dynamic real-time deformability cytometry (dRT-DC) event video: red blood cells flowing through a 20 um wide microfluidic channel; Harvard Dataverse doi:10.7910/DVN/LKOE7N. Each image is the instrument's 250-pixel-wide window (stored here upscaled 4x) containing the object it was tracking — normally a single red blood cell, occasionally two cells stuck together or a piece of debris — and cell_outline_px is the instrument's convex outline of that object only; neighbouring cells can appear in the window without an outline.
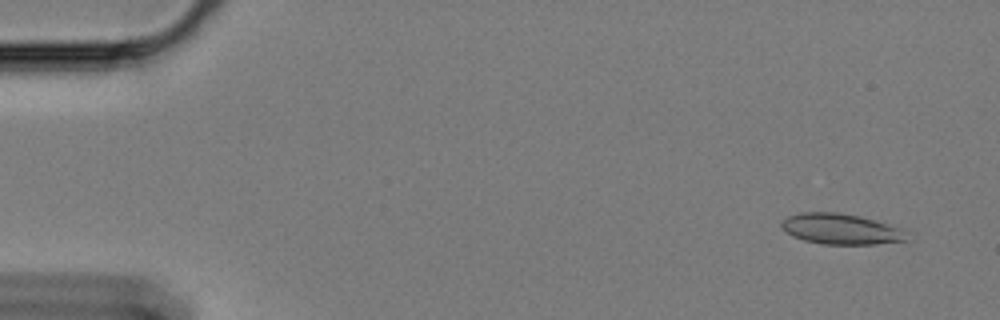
{"species": "Egyptian fruit bat (a non-hibernating species)", "species_latin": "Rousettus aegyptiacus", "temperature_condition": "cold", "stored_images_in_passage": 11, "camera_frame_rate_fps": 3000, "um_per_image_px": 0.085, "animal": {"sex": "female"}, "frame": {"image": 1, "passage_image": 4, "time_ms": 1.0, "image_size_px": [1000, 320], "cell_outline_px": [[904, 240], [876, 244], [824, 244], [804, 240], [792, 236], [780, 224], [788, 216], [800, 212], [836, 212], [860, 216], [900, 228]], "centroid_in_image_um": [71.38, 19.45], "position_along_channel_um": 13.6, "area_um2": 21.73}}